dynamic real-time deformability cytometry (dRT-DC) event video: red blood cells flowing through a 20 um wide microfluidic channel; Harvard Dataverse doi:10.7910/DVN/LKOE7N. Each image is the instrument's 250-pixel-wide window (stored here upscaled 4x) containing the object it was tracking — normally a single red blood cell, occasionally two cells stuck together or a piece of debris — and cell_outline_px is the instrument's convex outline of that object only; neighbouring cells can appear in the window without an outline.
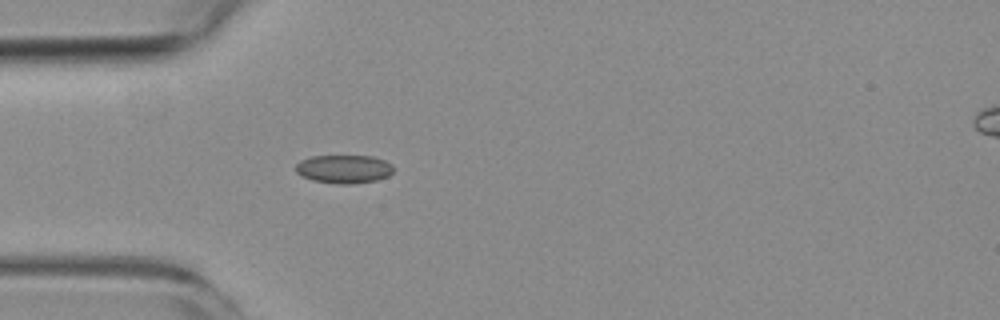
{"species": "common noctule bat (a hibernating species)", "species_latin": "Nyctalus noctula", "temperature_condition": "room temperature", "stored_images_in_passage": 4, "camera_frame_rate_fps": 3000, "um_per_image_px": 0.085, "animal": {"sex": "female", "body_mass_g": 19.3, "forearm_length_mm": 54.1}, "frame": {"image": 1, "passage_image": 4, "time_ms": 6.0, "image_size_px": [1000, 320], "cell_outline_px": [[392, 172], [388, 176], [376, 180], [352, 184], [336, 184], [312, 180], [296, 172], [296, 164], [300, 160], [312, 156], [372, 156], [384, 160], [392, 164]], "centroid_in_image_um": [29.23, 14.37], "position_along_channel_um": 55.8, "area_um2": 16.13}}